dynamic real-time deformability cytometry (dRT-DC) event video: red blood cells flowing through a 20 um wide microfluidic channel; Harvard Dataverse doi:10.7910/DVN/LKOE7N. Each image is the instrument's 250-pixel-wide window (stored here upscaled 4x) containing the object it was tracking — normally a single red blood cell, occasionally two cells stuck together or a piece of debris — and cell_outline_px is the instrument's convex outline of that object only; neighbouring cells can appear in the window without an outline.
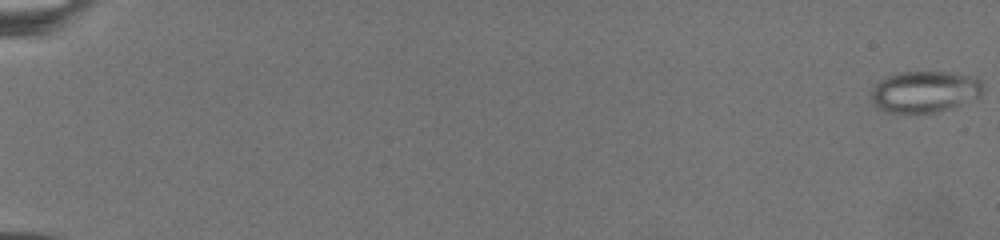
{"species": "common noctule bat (a hibernating species)", "species_latin": "Nyctalus noctula", "temperature_condition": "warm", "stored_images_in_passage": 25, "camera_frame_rate_fps": 3000, "um_per_image_px": 0.085, "animal": {"sex": "female", "body_mass_g": 19.5, "forearm_length_mm": 54.1}, "frame": {"image": 1, "passage_image": 1, "time_ms": 0.0, "image_size_px": [1000, 240], "cell_outline_px": [[984, 88], [980, 96], [976, 100], [936, 112], [884, 112], [872, 100], [872, 88], [880, 80], [888, 76], [900, 72], [952, 72], [976, 76], [984, 84]], "centroid_in_image_um": [78.68, 7.77], "position_along_channel_um": 6.3, "area_um2": 27.11}}
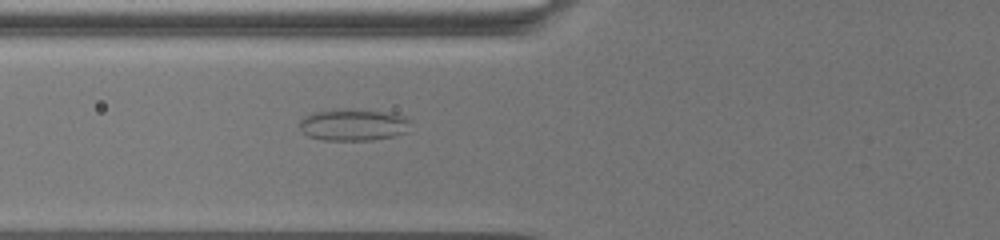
{"frame": {"image": 2, "passage_image": 16, "time_ms": 10.667, "image_size_px": [1000, 240], "cell_outline_px": [[408, 132], [392, 136], [372, 140], [324, 140], [308, 136], [300, 128], [300, 120], [304, 116], [312, 112], [336, 108], [356, 108], [392, 112], [404, 116], [408, 120]], "centroid_in_image_um": [30.02, 10.57], "position_along_channel_um": 95.8, "area_um2": 20.98}}
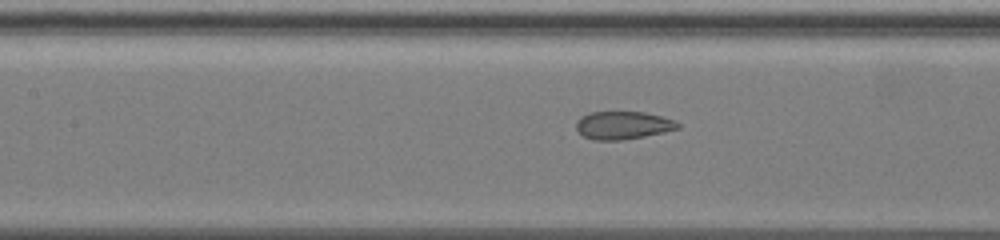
{"frame": {"image": 3, "passage_image": 21, "time_ms": 12.667, "image_size_px": [1000, 240], "cell_outline_px": [[680, 128], [664, 132], [644, 136], [620, 140], [592, 140], [584, 136], [576, 128], [576, 120], [580, 116], [588, 112], [644, 112], [676, 120], [680, 124]], "centroid_in_image_um": [52.94, 10.64], "position_along_channel_um": 154.5, "area_um2": 16.59}}